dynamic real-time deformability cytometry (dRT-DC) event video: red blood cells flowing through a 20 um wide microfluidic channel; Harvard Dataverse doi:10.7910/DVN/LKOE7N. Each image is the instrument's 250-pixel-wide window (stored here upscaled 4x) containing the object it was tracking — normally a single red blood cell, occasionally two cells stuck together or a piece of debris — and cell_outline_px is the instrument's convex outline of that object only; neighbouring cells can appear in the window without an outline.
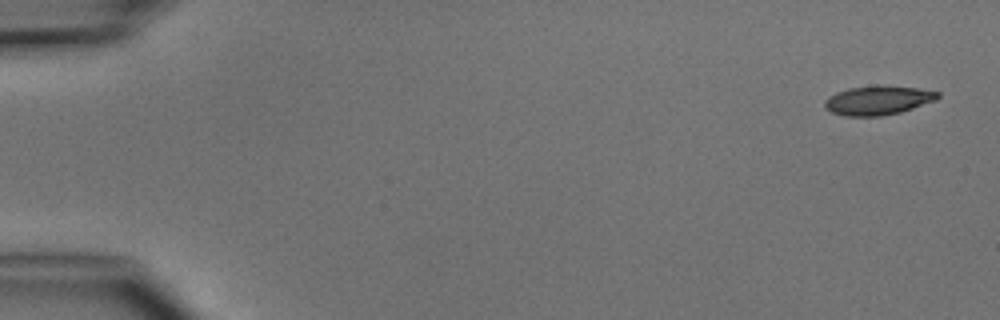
{"species": "common noctule bat (a hibernating species)", "species_latin": "Nyctalus noctula", "temperature_condition": "cold", "stored_images_in_passage": 7, "camera_frame_rate_fps": 3000, "um_per_image_px": 0.085, "animal": {"sex": "male", "body_mass_g": 15.6}, "frame": {"image": 1, "passage_image": 1, "time_ms": 0.0, "image_size_px": [1000, 320], "cell_outline_px": [[940, 96], [936, 100], [900, 112], [880, 116], [844, 116], [832, 112], [824, 108], [824, 100], [828, 96], [836, 92], [848, 88], [876, 84], [884, 84], [920, 88], [940, 92]], "centroid_in_image_um": [74.62, 8.5], "position_along_channel_um": 10.4, "area_um2": 19.59}}
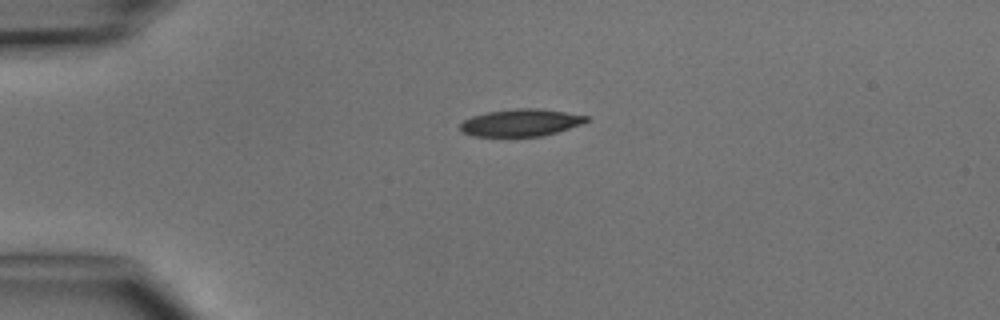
{"frame": {"image": 2, "passage_image": 4, "time_ms": 3.333, "image_size_px": [1000, 320], "cell_outline_px": [[588, 120], [580, 124], [544, 136], [472, 136], [460, 132], [460, 124], [464, 120], [472, 116], [488, 112], [516, 108], [540, 108], [588, 116]], "centroid_in_image_um": [44.22, 10.43], "position_along_channel_um": 40.8, "area_um2": 19.88}}
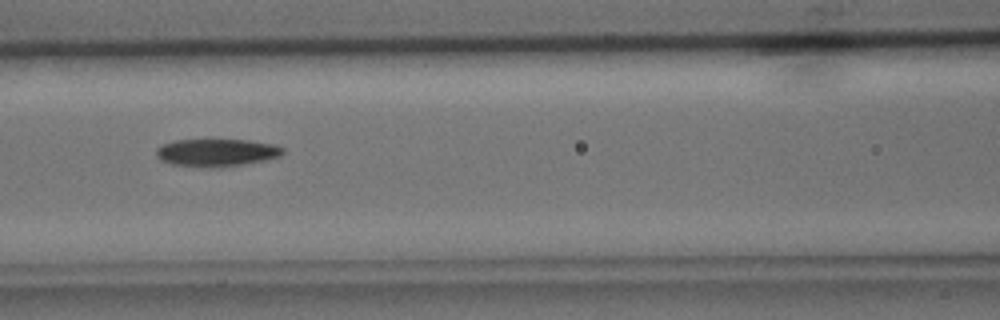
{"frame": {"image": 3, "passage_image": 7, "time_ms": 6.667, "image_size_px": [1000, 320], "cell_outline_px": [[284, 152], [280, 156], [264, 160], [244, 164], [220, 168], [208, 168], [172, 164], [160, 160], [156, 156], [156, 148], [160, 144], [176, 140], [248, 140], [276, 144], [284, 148]], "centroid_in_image_um": [18.4, 12.97], "position_along_channel_um": 148.2, "area_um2": 20.63}}